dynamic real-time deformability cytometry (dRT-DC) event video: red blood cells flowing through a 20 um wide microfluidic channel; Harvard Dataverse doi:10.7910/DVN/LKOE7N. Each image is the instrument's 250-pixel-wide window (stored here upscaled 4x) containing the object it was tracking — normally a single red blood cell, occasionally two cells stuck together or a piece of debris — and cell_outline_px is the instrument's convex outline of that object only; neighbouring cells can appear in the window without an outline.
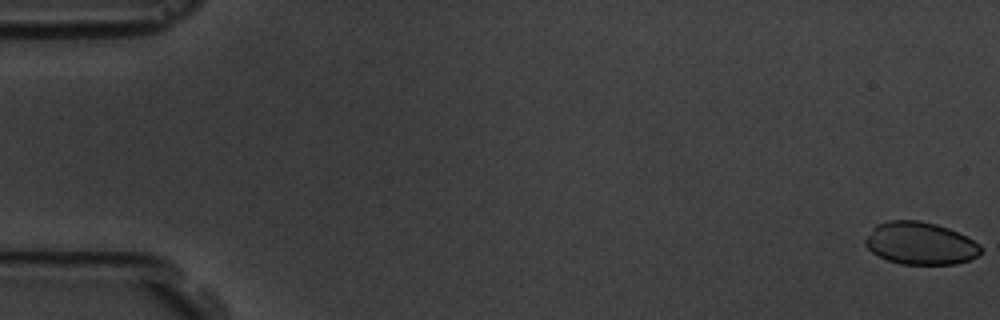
{"species": "common noctule bat (a hibernating species)", "species_latin": "Nyctalus noctula", "temperature_condition": "room temperature", "stored_images_in_passage": 5, "camera_frame_rate_fps": 3000, "um_per_image_px": 0.085, "animal": {"sex": "male", "body_mass_g": 19.5, "forearm_length_mm": 54.6}, "frame": {"image": 1, "passage_image": 1, "time_ms": 0.0, "image_size_px": [1000, 320], "cell_outline_px": [[980, 252], [976, 256], [968, 260], [956, 264], [900, 264], [888, 260], [872, 252], [864, 244], [864, 240], [872, 228], [876, 224], [888, 220], [920, 220], [936, 224], [948, 228], [980, 244]], "centroid_in_image_um": [78.18, 20.67], "position_along_channel_um": 6.8, "area_um2": 28.44}}